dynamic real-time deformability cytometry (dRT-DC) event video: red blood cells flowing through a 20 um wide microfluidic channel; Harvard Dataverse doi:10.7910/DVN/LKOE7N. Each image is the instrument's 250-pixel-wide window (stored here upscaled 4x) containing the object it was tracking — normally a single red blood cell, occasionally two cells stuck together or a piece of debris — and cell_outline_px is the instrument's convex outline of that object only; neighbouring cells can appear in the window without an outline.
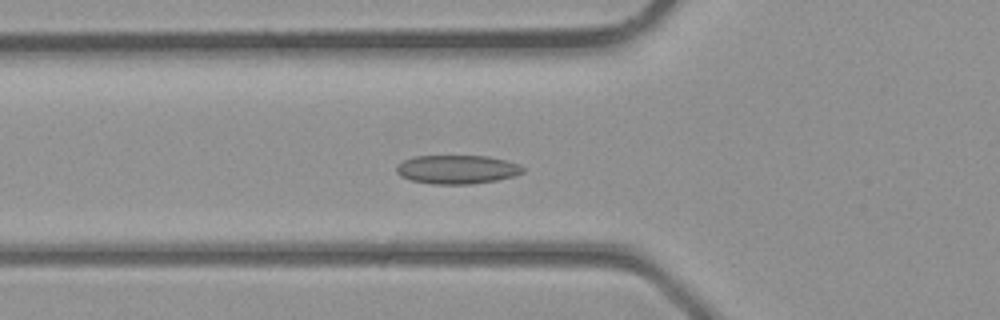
{"species": "common noctule bat (a hibernating species)", "species_latin": "Nyctalus noctula", "temperature_condition": "room temperature", "stored_images_in_passage": 40, "camera_frame_rate_fps": 3000, "um_per_image_px": 0.085, "animal": {"sex": "male", "body_mass_g": 23.1, "forearm_length_mm": 52.7}, "frame": {"image": 1, "passage_image": 14, "time_ms": 4.333, "image_size_px": [1000, 320], "cell_outline_px": [[524, 172], [516, 176], [496, 180], [472, 184], [432, 184], [412, 180], [400, 176], [396, 172], [396, 168], [404, 160], [412, 156], [488, 156], [520, 164], [524, 168]], "centroid_in_image_um": [38.87, 14.4], "position_along_channel_um": 86.9, "area_um2": 21.21}}
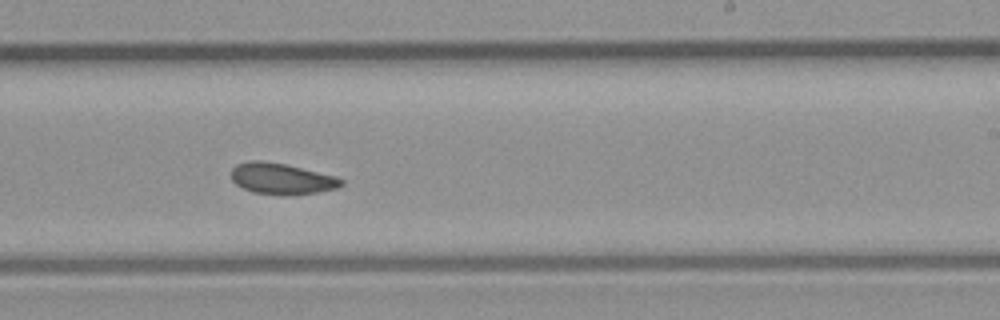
{"frame": {"image": 2, "passage_image": 24, "time_ms": 7.667, "image_size_px": [1000, 320], "cell_outline_px": [[344, 184], [336, 188], [316, 192], [284, 196], [252, 192], [236, 184], [232, 180], [232, 168], [236, 164], [248, 160], [260, 160], [284, 164], [336, 176], [344, 180]], "centroid_in_image_um": [23.92, 15.19], "position_along_channel_um": 265.1, "area_um2": 19.94}}
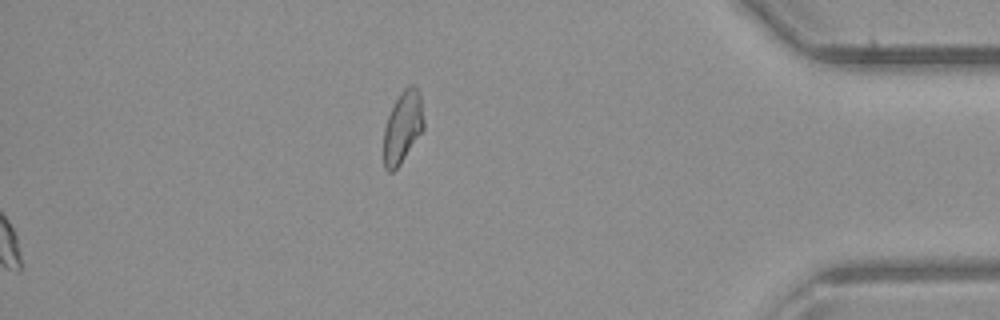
{"frame": {"image": 3, "passage_image": 40, "time_ms": 13.0, "image_size_px": [1000, 320], "cell_outline_px": [[424, 128], [400, 164], [392, 172], [388, 172], [384, 168], [384, 128], [388, 116], [400, 92], [408, 84], [416, 84], [420, 92], [424, 120]], "centroid_in_image_um": [34.24, 10.76], "position_along_channel_um": 401.0, "area_um2": 16.82}}